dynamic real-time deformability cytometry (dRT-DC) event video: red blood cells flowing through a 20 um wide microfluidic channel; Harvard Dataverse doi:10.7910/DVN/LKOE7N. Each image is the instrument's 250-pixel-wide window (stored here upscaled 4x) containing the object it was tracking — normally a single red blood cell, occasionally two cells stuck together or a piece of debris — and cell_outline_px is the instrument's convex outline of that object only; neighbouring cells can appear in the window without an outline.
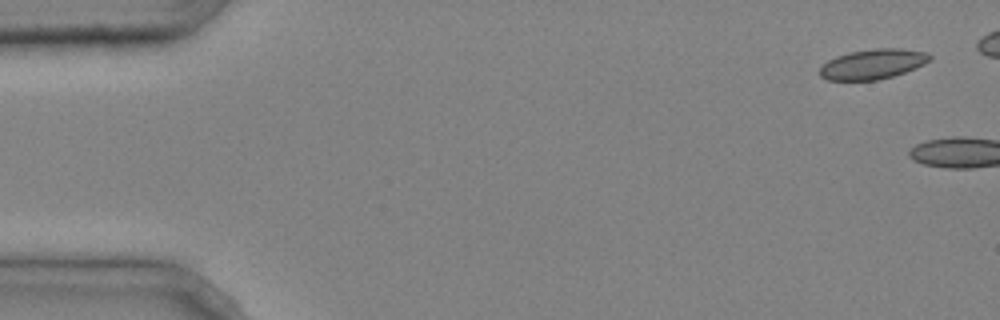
{"species": "common noctule bat (a hibernating species)", "species_latin": "Nyctalus noctula", "temperature_condition": "cold", "stored_images_in_passage": 8, "camera_frame_rate_fps": 3000, "um_per_image_px": 0.085, "animal": {"sex": "male", "body_mass_g": 20.4}, "frame": {"image": 1, "passage_image": 1, "time_ms": 0.0, "image_size_px": [1000, 320], "cell_outline_px": [[932, 60], [916, 68], [892, 76], [876, 80], [828, 80], [820, 76], [820, 68], [828, 60], [836, 56], [852, 52], [876, 48], [900, 48], [928, 52], [932, 56]], "centroid_in_image_um": [74.23, 5.44], "position_along_channel_um": 10.8, "area_um2": 19.19}}